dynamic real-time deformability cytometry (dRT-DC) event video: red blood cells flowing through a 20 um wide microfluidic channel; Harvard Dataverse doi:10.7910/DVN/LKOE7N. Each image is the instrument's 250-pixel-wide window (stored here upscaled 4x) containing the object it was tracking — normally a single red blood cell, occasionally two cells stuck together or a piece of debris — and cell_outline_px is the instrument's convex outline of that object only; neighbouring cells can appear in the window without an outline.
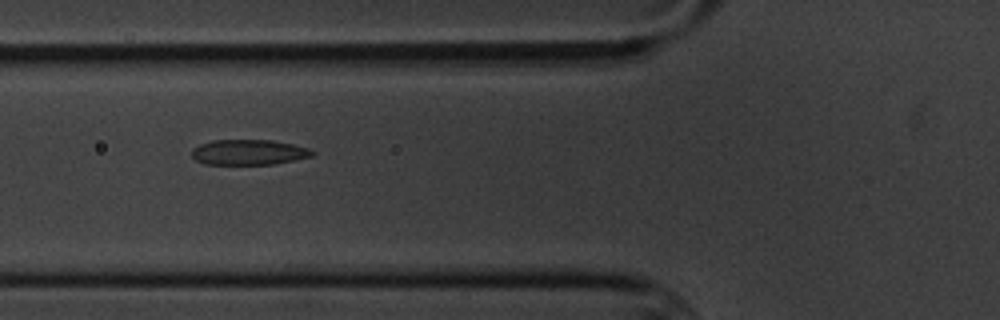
{"species": "common noctule bat (a hibernating species)", "species_latin": "Nyctalus noctula", "temperature_condition": "cold", "stored_images_in_passage": 2, "camera_frame_rate_fps": 3000, "um_per_image_px": 0.085, "animal": {"sex": "male", "body_mass_g": 20.1, "forearm_length_mm": 53.5}, "frame": {"image": 1, "passage_image": 2, "time_ms": 1.333, "image_size_px": [1000, 320], "cell_outline_px": [[316, 152], [312, 156], [296, 160], [272, 164], [204, 164], [196, 160], [192, 156], [192, 148], [200, 144], [212, 140], [272, 140], [292, 144], [308, 148]], "centroid_in_image_um": [21.14, 12.94], "position_along_channel_um": 104.7, "area_um2": 17.8}}